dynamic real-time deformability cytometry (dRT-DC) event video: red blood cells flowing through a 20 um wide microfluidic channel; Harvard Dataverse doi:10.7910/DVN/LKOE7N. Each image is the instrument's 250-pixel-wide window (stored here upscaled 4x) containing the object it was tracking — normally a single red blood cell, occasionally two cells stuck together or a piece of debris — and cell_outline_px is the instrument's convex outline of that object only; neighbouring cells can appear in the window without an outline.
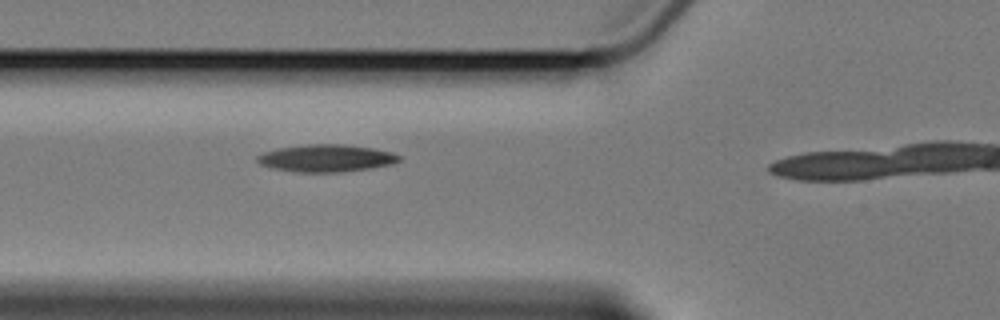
{"species": "Egyptian fruit bat (a non-hibernating species)", "species_latin": "Rousettus aegyptiacus", "temperature_condition": "cold", "stored_images_in_passage": 3, "camera_frame_rate_fps": 3000, "um_per_image_px": 0.085, "animal": {"sex": "female"}, "frame": {"image": 1, "passage_image": 2, "time_ms": 1.0, "image_size_px": [1000, 320], "cell_outline_px": [[400, 160], [388, 164], [368, 168], [336, 172], [300, 172], [272, 168], [260, 164], [256, 160], [256, 156], [264, 152], [280, 148], [308, 144], [344, 144], [372, 148], [392, 152], [400, 156]], "centroid_in_image_um": [27.69, 13.43], "position_along_channel_um": 98.1, "area_um2": 22.2}}